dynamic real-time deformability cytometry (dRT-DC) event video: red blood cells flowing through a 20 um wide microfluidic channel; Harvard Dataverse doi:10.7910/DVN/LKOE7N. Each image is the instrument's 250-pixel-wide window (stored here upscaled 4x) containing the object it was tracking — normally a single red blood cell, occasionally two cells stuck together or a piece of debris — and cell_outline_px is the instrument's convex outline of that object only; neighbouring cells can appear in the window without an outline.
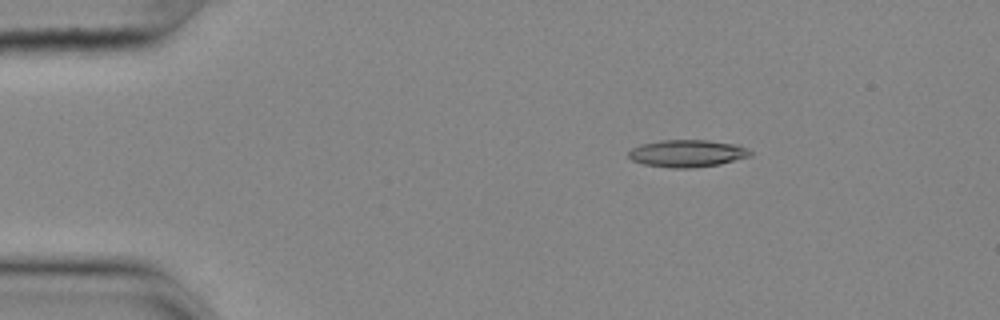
{"species": "common noctule bat (a hibernating species)", "species_latin": "Nyctalus noctula", "temperature_condition": "cold", "stored_images_in_passage": 47, "camera_frame_rate_fps": 3000, "um_per_image_px": 0.085, "animal": {"sex": "female", "body_mass_g": 25.1}, "frame": {"image": 1, "passage_image": 1, "time_ms": 0.0, "image_size_px": [1000, 320], "cell_outline_px": [[752, 152], [748, 156], [720, 164], [692, 168], [672, 168], [644, 164], [632, 160], [628, 156], [628, 152], [632, 148], [640, 144], [660, 140], [708, 140], [736, 144]], "centroid_in_image_um": [58.36, 13.03], "position_along_channel_um": 26.6, "area_um2": 19.19}}
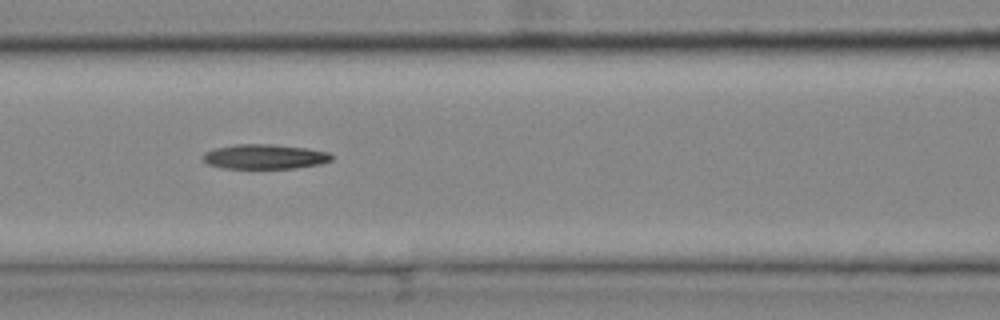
{"frame": {"image": 2, "passage_image": 16, "time_ms": 5.0, "image_size_px": [1000, 320], "cell_outline_px": [[332, 160], [320, 164], [296, 168], [224, 168], [208, 164], [204, 160], [204, 152], [216, 148], [236, 144], [272, 144], [304, 148], [328, 152], [332, 156]], "centroid_in_image_um": [22.5, 13.31], "position_along_channel_um": 144.1, "area_um2": 18.32}}
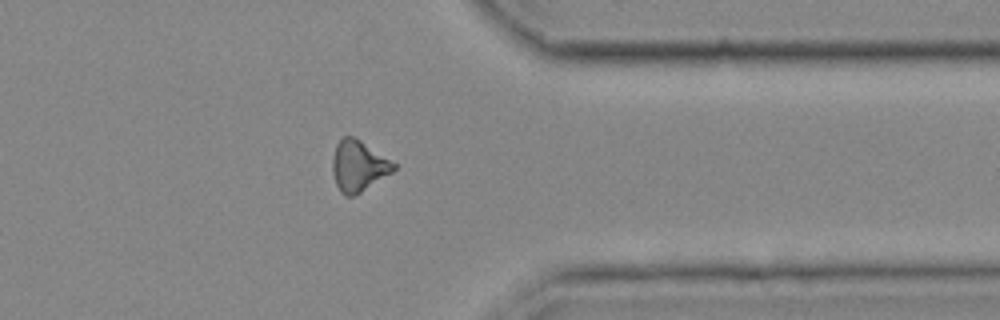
{"frame": {"image": 3, "passage_image": 36, "time_ms": 11.667, "image_size_px": [1000, 320], "cell_outline_px": [[396, 168], [392, 172], [360, 192], [352, 196], [344, 196], [340, 192], [336, 184], [332, 172], [332, 160], [336, 144], [344, 136], [352, 136], [360, 140], [396, 164]], "centroid_in_image_um": [30.43, 14.11], "position_along_channel_um": 381.0, "area_um2": 17.86}}